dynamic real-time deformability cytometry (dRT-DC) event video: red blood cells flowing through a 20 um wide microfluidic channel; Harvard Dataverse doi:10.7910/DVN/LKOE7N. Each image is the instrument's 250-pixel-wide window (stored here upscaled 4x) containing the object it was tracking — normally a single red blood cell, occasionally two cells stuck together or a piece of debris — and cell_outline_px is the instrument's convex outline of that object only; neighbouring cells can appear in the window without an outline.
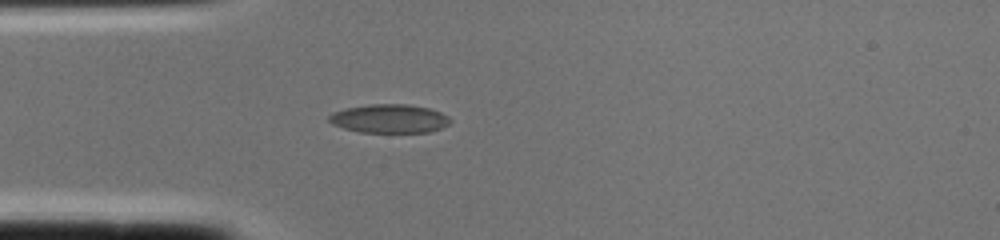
{"species": "common noctule bat (a hibernating species)", "species_latin": "Nyctalus noctula", "temperature_condition": "cold", "stored_images_in_passage": 1, "camera_frame_rate_fps": 3000, "um_per_image_px": 0.085, "animal": {"sex": "female", "body_mass_g": 22.0, "forearm_length_mm": 56.7}, "frame": {"image": 1, "passage_image": 1, "time_ms": 0.0, "image_size_px": [1000, 240], "cell_outline_px": [[452, 120], [448, 124], [440, 128], [428, 132], [360, 132], [344, 128], [332, 124], [328, 120], [328, 116], [332, 112], [348, 108], [372, 104], [408, 104], [428, 108], [440, 112], [448, 116]], "centroid_in_image_um": [33.09, 10.08], "position_along_channel_um": 51.9, "area_um2": 20.11}}